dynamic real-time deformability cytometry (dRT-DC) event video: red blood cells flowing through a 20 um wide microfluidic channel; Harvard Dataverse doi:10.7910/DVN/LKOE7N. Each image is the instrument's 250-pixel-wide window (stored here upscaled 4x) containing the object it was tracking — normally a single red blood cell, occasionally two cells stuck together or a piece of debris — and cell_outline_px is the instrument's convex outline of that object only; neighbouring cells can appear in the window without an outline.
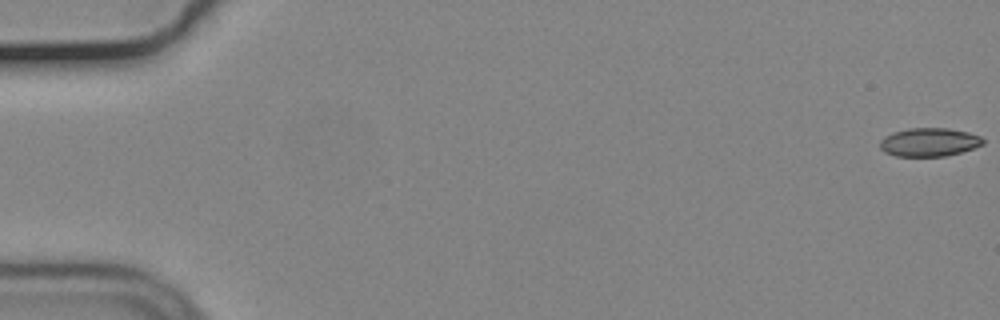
{"species": "common noctule bat (a hibernating species)", "species_latin": "Nyctalus noctula", "temperature_condition": "cold", "stored_images_in_passage": 14, "camera_frame_rate_fps": 3000, "um_per_image_px": 0.085, "animal": {"sex": "male", "body_mass_g": 19.2, "forearm_length_mm": 51.8}, "frame": {"image": 1, "passage_image": 1, "time_ms": 0.0, "image_size_px": [1000, 320], "cell_outline_px": [[984, 144], [960, 152], [944, 156], [896, 156], [884, 152], [880, 148], [880, 140], [884, 136], [892, 132], [908, 128], [948, 128], [968, 132], [980, 136], [984, 140]], "centroid_in_image_um": [78.95, 12.07], "position_along_channel_um": 6.1, "area_um2": 17.11}}
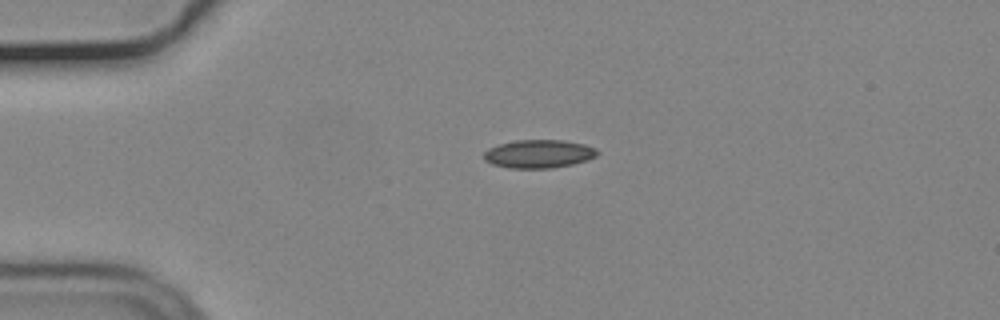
{"frame": {"image": 2, "passage_image": 14, "time_ms": 4.333, "image_size_px": [1000, 320], "cell_outline_px": [[600, 152], [596, 156], [588, 160], [572, 164], [552, 168], [508, 168], [492, 164], [484, 160], [484, 152], [488, 148], [500, 144], [516, 140], [564, 140], [584, 144], [596, 148]], "centroid_in_image_um": [45.81, 13.08], "position_along_channel_um": 39.2, "area_um2": 18.79}}